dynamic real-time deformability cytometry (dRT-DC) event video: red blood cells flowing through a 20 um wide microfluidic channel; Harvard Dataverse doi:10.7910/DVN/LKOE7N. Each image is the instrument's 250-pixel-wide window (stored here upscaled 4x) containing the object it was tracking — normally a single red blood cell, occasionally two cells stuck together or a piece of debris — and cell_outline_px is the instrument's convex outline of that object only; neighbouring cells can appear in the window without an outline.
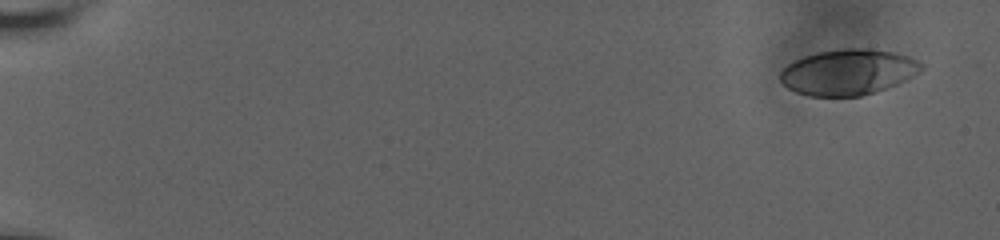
{"species": "human", "species_latin": "Homo sapiens", "temperature_condition": "room temperature", "stored_images_in_passage": 58, "camera_frame_rate_fps": 3000, "um_per_image_px": 0.085, "donor": {"sex": "male"}, "frame": {"image": 1, "passage_image": 1, "time_ms": 0.0, "image_size_px": [1000, 240], "cell_outline_px": [[924, 68], [912, 76], [896, 84], [860, 96], [808, 96], [796, 92], [780, 84], [780, 72], [788, 64], [804, 56], [820, 52], [844, 48], [868, 48], [892, 52], [908, 56], [924, 64]], "centroid_in_image_um": [72.06, 6.13], "position_along_channel_um": 12.9, "area_um2": 37.34}}
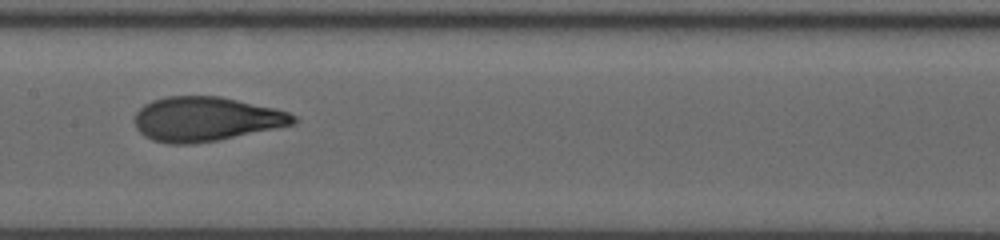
{"frame": {"image": 2, "passage_image": 31, "time_ms": 10.0, "image_size_px": [1000, 240], "cell_outline_px": [[296, 120], [292, 124], [216, 140], [192, 144], [168, 144], [152, 140], [144, 136], [136, 128], [136, 112], [144, 104], [152, 100], [168, 96], [220, 96], [276, 108], [288, 112], [296, 116]], "centroid_in_image_um": [17.46, 10.11], "position_along_channel_um": 189.9, "area_um2": 40.69}}
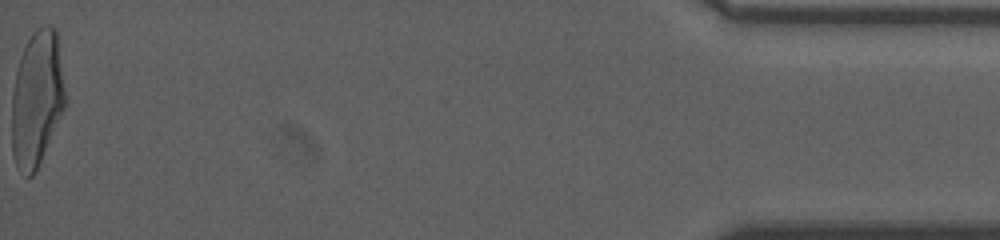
{"frame": {"image": 3, "passage_image": 58, "time_ms": 19.0, "image_size_px": [1000, 240], "cell_outline_px": [[64, 108], [36, 172], [32, 176], [24, 176], [16, 168], [12, 152], [12, 92], [16, 68], [20, 56], [28, 40], [36, 28], [44, 24], [56, 28], [64, 88]], "centroid_in_image_um": [3.1, 8.41], "position_along_channel_um": 432.1, "area_um2": 42.14}, "authors_computed_cell_mechanics": {"area_um2": 40.0843, "velocity_mm_per_s": 3.6644, "shape_relaxation_time_tau1_ms": 4.8849, "shape_relaxation_time_tau2_ms": 0.7523, "deformation_change_tau1": 0.2238, "deformation_change_tau2": 0.0761}}